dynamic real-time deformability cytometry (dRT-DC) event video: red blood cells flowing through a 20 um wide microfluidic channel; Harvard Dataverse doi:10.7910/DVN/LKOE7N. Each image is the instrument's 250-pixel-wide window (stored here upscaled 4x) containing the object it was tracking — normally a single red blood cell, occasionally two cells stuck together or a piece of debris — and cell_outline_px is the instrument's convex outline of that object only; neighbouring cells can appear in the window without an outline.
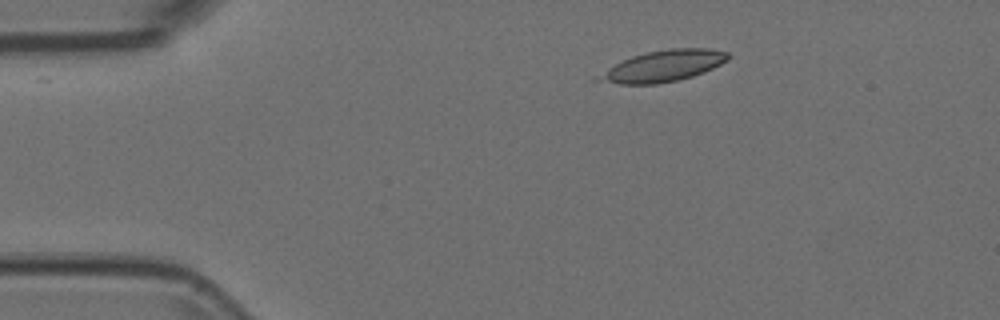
{"species": "Egyptian fruit bat (a non-hibernating species)", "species_latin": "Rousettus aegyptiacus", "temperature_condition": "room temperature", "stored_images_in_passage": 35, "camera_frame_rate_fps": 3000, "um_per_image_px": 0.085, "animal": {"sex": "female"}, "frame": {"image": 1, "passage_image": 1, "time_ms": 0.0, "image_size_px": [1000, 320], "cell_outline_px": [[732, 56], [728, 60], [704, 72], [692, 76], [676, 80], [656, 84], [620, 84], [588, 80], [608, 68], [632, 56], [648, 52], [668, 48], [712, 48], [728, 52]], "centroid_in_image_um": [56.35, 5.61], "position_along_channel_um": 28.6, "area_um2": 23.7}}
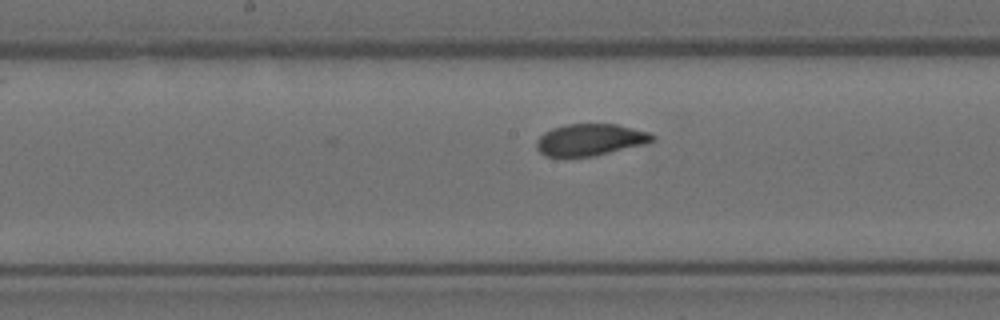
{"frame": {"image": 2, "passage_image": 19, "time_ms": 6.0, "image_size_px": [1000, 320], "cell_outline_px": [[656, 140], [648, 144], [592, 156], [544, 156], [536, 148], [536, 140], [544, 132], [552, 128], [568, 124], [616, 124], [648, 132], [656, 136]], "centroid_in_image_um": [50.19, 11.88], "position_along_channel_um": 198.0, "area_um2": 21.5}}
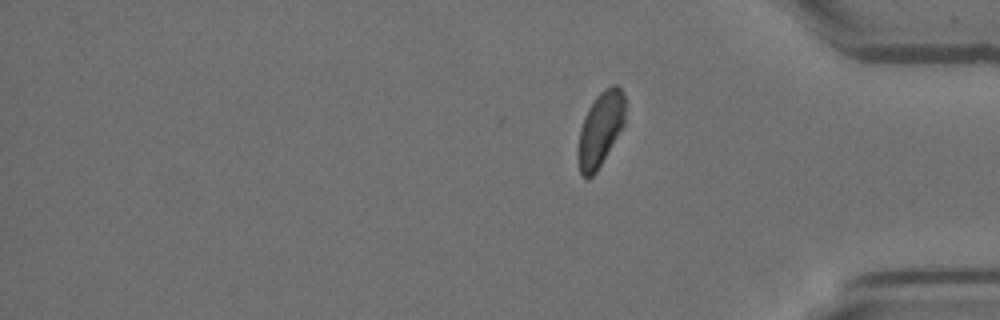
{"frame": {"image": 3, "passage_image": 35, "time_ms": 11.333, "image_size_px": [1000, 320], "cell_outline_px": [[624, 124], [596, 172], [588, 180], [580, 172], [580, 128], [584, 116], [588, 108], [596, 96], [604, 88], [612, 84], [616, 84], [620, 88], [624, 96]], "centroid_in_image_um": [51.05, 10.91], "position_along_channel_um": 384.1, "area_um2": 19.77}}